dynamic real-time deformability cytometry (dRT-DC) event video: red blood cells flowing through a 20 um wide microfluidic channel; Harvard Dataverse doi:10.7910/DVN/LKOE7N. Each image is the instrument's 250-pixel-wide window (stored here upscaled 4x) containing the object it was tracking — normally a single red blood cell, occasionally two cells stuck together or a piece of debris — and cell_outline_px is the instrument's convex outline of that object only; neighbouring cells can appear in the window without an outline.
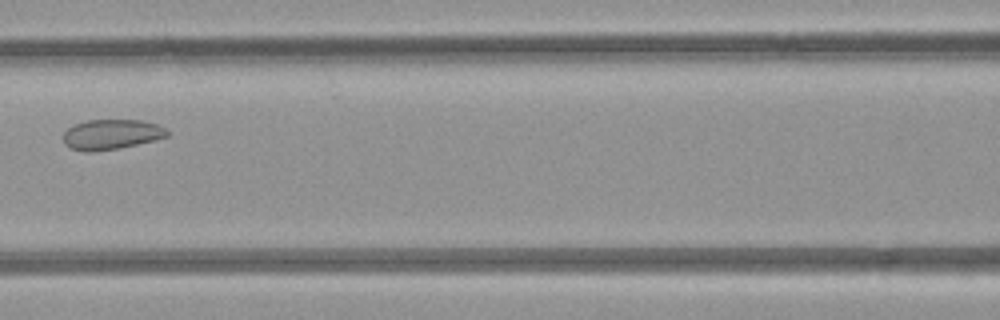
{"species": "common noctule bat (a hibernating species)", "species_latin": "Nyctalus noctula", "temperature_condition": "room temperature", "stored_images_in_passage": 3, "camera_frame_rate_fps": 3000, "um_per_image_px": 0.085, "animal": {"sex": "female", "body_mass_g": 21.9}, "frame": {"image": 1, "passage_image": 3, "time_ms": 2.0, "image_size_px": [1000, 320], "cell_outline_px": [[168, 136], [120, 148], [88, 152], [72, 148], [64, 144], [64, 132], [68, 128], [76, 124], [88, 120], [140, 120], [156, 124], [164, 128], [168, 132]], "centroid_in_image_um": [9.45, 11.42], "position_along_channel_um": 157.2, "area_um2": 17.86}}